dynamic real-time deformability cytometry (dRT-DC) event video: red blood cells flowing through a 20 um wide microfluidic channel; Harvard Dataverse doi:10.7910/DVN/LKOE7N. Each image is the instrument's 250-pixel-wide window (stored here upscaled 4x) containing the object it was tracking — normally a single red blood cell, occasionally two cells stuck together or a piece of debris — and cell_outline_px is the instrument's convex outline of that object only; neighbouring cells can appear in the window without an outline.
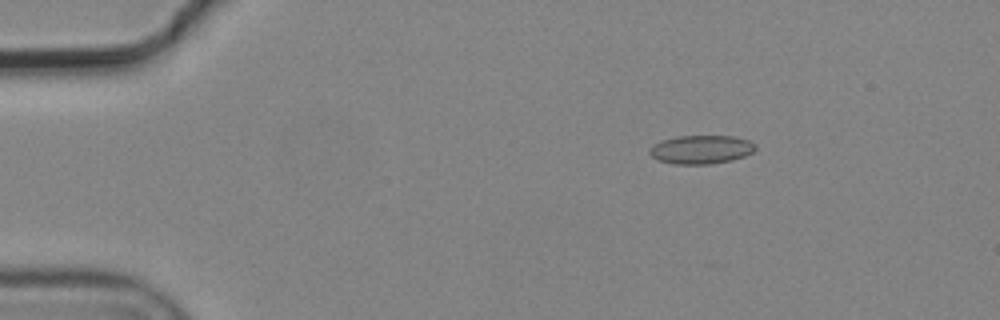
{"species": "common noctule bat (a hibernating species)", "species_latin": "Nyctalus noctula", "temperature_condition": "cold", "stored_images_in_passage": 5, "camera_frame_rate_fps": 3000, "um_per_image_px": 0.085, "animal": {"sex": "male", "body_mass_g": 19.2, "forearm_length_mm": 51.8}, "frame": {"image": 1, "passage_image": 3, "time_ms": 0.667, "image_size_px": [1000, 320], "cell_outline_px": [[756, 148], [752, 152], [744, 156], [732, 160], [708, 164], [672, 164], [660, 160], [652, 156], [648, 152], [652, 144], [664, 140], [680, 136], [732, 136], [748, 140], [756, 144]], "centroid_in_image_um": [59.6, 12.71], "position_along_channel_um": 25.4, "area_um2": 17.51}}